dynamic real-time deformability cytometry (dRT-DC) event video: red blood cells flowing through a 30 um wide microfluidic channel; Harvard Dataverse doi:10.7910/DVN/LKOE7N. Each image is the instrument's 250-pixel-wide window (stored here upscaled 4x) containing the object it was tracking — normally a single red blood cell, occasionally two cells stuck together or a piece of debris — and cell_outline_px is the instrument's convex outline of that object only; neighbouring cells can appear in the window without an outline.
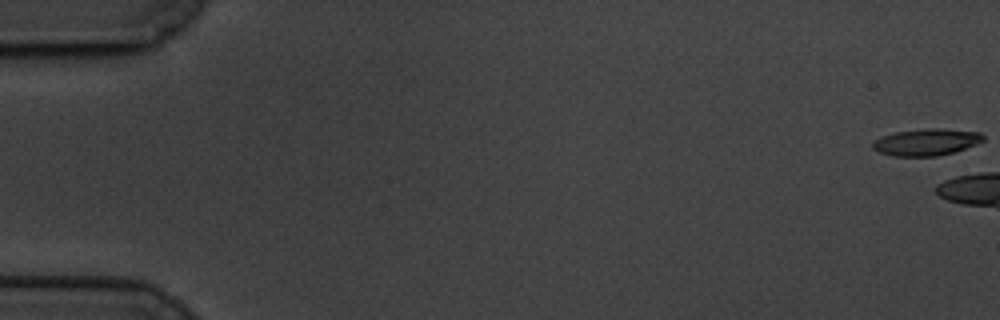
{"species": "common noctule bat (a hibernating species)", "species_latin": "Nyctalus noctula", "temperature_condition": "cold", "stored_images_in_passage": 6, "camera_frame_rate_fps": 3000, "um_per_image_px": 0.085, "animal": {"sex": "male", "body_mass_g": 19.5, "forearm_length_mm": 54.6}, "frame": {"image": 1, "passage_image": 1, "time_ms": 0.0, "image_size_px": [1000, 320], "cell_outline_px": [[984, 140], [976, 144], [952, 152], [936, 156], [892, 156], [880, 152], [872, 148], [872, 140], [896, 132], [928, 128], [940, 128], [980, 132], [984, 136]], "centroid_in_image_um": [78.72, 12.07], "position_along_channel_um": 6.3, "area_um2": 17.11}}